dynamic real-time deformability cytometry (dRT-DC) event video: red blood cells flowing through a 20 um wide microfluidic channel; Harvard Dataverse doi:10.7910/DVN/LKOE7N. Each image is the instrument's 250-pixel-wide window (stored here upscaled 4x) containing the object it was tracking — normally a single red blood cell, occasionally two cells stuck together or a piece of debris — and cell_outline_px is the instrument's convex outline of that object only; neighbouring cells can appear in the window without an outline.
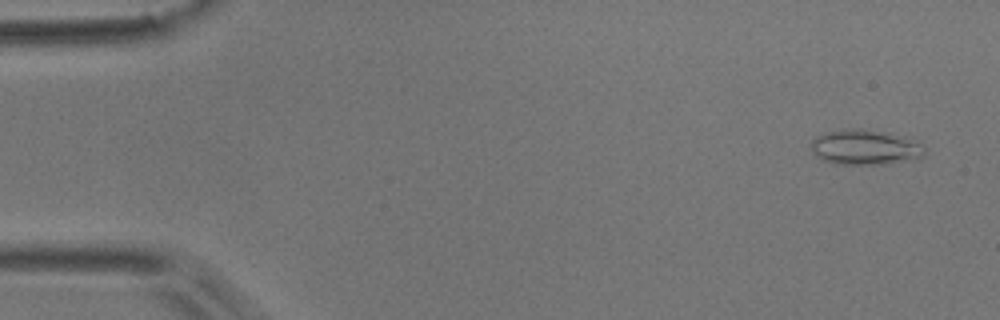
{"species": "common noctule bat (a hibernating species)", "species_latin": "Nyctalus noctula", "temperature_condition": "room temperature", "stored_images_in_passage": 8, "camera_frame_rate_fps": 3000, "um_per_image_px": 0.085, "animal": {"sex": "male", "body_mass_g": 17.9}, "frame": {"image": 1, "passage_image": 1, "time_ms": 0.0, "image_size_px": [1000, 320], "cell_outline_px": [[924, 156], [920, 160], [880, 164], [836, 164], [824, 160], [816, 156], [812, 152], [812, 140], [816, 136], [828, 132], [856, 128], [860, 128], [888, 132], [904, 136], [924, 144]], "centroid_in_image_um": [73.61, 12.52], "position_along_channel_um": 11.4, "area_um2": 23.52}}
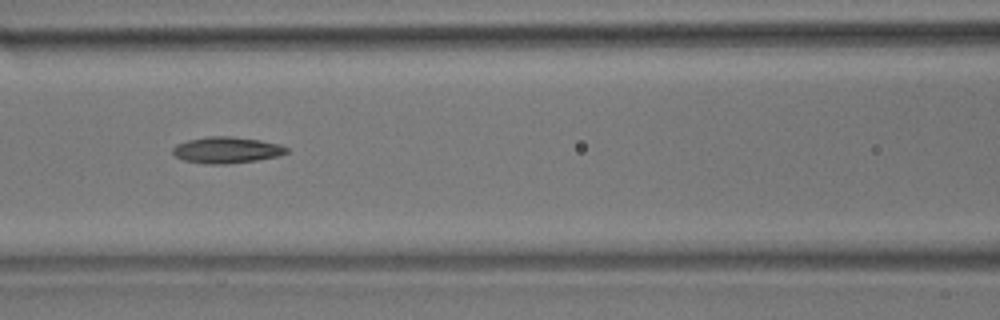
{"frame": {"image": 2, "passage_image": 7, "time_ms": 2.0, "image_size_px": [1000, 320], "cell_outline_px": [[288, 152], [280, 156], [256, 160], [224, 164], [204, 164], [184, 160], [176, 156], [172, 152], [172, 148], [176, 144], [188, 140], [208, 136], [232, 136], [260, 140], [280, 144], [288, 148]], "centroid_in_image_um": [19.27, 12.75], "position_along_channel_um": 147.3, "area_um2": 17.51}}
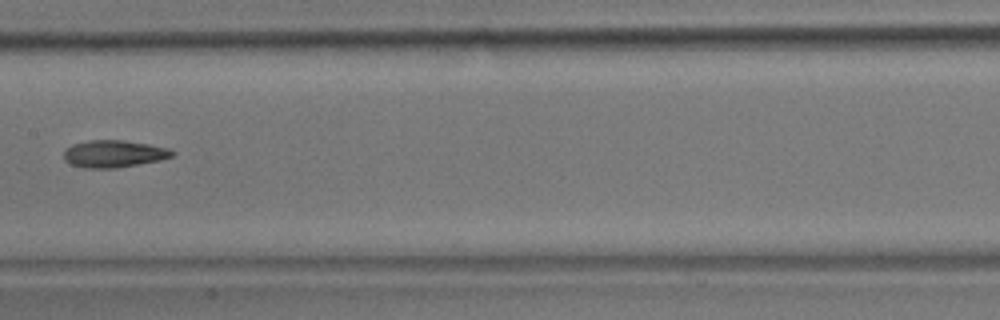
{"frame": {"image": 3, "passage_image": 8, "time_ms": 2.333, "image_size_px": [1000, 320], "cell_outline_px": [[176, 152], [172, 156], [160, 160], [116, 168], [84, 168], [72, 164], [64, 160], [64, 152], [72, 144], [88, 140], [120, 140], [148, 144], [168, 148]], "centroid_in_image_um": [9.67, 13.07], "position_along_channel_um": 197.7, "area_um2": 17.05}}